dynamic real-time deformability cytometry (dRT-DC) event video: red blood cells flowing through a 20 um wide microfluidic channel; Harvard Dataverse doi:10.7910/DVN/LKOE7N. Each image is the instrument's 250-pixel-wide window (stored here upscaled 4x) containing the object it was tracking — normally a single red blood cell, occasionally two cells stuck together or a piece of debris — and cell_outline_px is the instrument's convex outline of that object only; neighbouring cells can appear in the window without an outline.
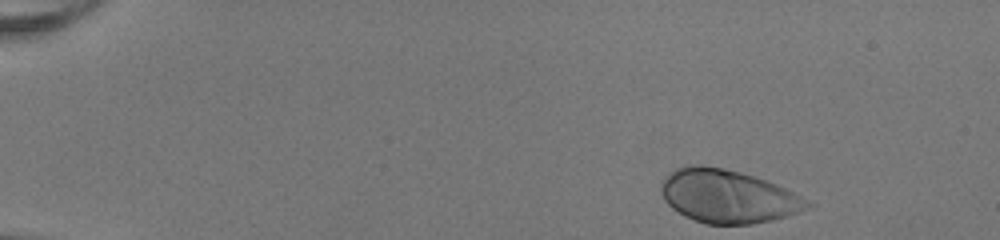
{"species": "human", "species_latin": "Homo sapiens", "temperature_condition": "room temperature", "stored_images_in_passage": 41, "camera_frame_rate_fps": 3000, "um_per_image_px": 0.085, "donor": {"sex": "female"}, "frame": {"image": 1, "passage_image": 1, "time_ms": 0.0, "image_size_px": [1000, 240], "cell_outline_px": [[816, 204], [812, 208], [788, 216], [772, 220], [752, 224], [704, 224], [684, 216], [672, 208], [664, 200], [660, 192], [660, 184], [664, 176], [676, 168], [688, 164], [700, 164], [724, 168], [740, 172], [776, 184]], "centroid_in_image_um": [61.85, 16.69], "position_along_channel_um": 23.2, "area_um2": 45.78}}
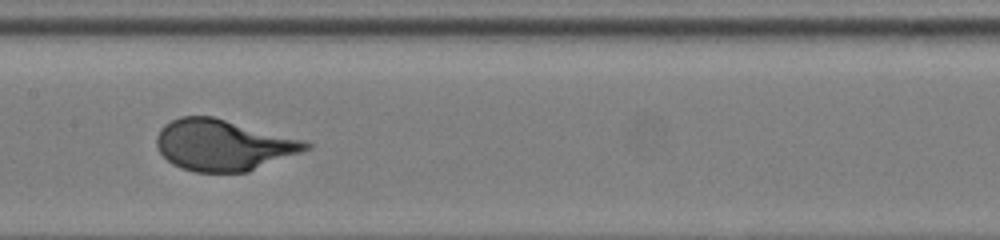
{"frame": {"image": 2, "passage_image": 22, "time_ms": 7.0, "image_size_px": [1000, 240], "cell_outline_px": [[312, 148], [248, 172], [196, 172], [180, 168], [172, 164], [156, 148], [156, 136], [160, 128], [164, 124], [180, 116], [212, 116], [304, 140], [312, 144]], "centroid_in_image_um": [18.95, 12.33], "position_along_channel_um": 188.4, "area_um2": 44.45}}
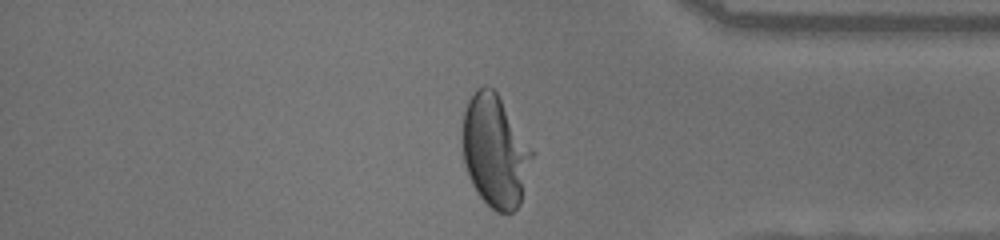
{"frame": {"image": 3, "passage_image": 38, "time_ms": 12.333, "image_size_px": [1000, 240], "cell_outline_px": [[536, 152], [520, 204], [512, 212], [496, 212], [480, 196], [472, 184], [464, 164], [464, 112], [468, 100], [484, 84], [488, 84], [496, 92]], "centroid_in_image_um": [42.14, 12.86], "position_along_channel_um": 393.1, "area_um2": 45.26}, "authors_computed_cell_mechanics": {"area_um2": 44.1592, "velocity_mm_per_s": 4.0563, "shape_relaxation_time_tau1_ms": 3.0499, "shape_relaxation_time_tau2_ms": null, "deformation_change_tau1": 0.1945, "deformation_change_tau2": null}}